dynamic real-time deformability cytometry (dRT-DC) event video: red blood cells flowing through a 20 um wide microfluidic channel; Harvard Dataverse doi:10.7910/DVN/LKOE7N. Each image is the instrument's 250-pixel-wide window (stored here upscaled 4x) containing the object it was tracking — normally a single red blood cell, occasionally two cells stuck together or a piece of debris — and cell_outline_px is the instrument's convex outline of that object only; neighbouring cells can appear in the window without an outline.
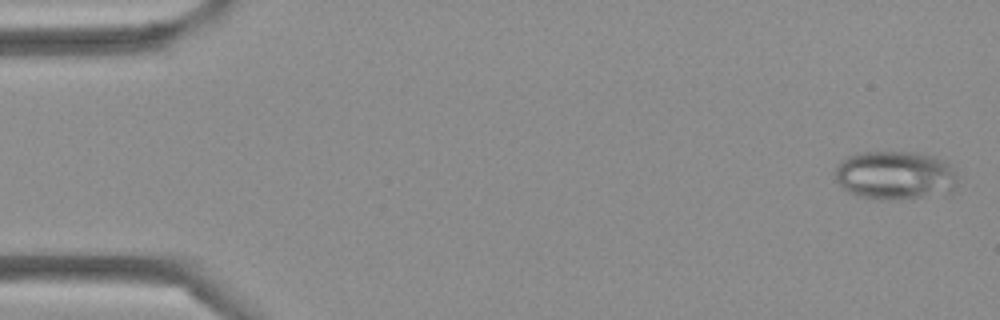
{"species": "Egyptian fruit bat (a non-hibernating species)", "species_latin": "Rousettus aegyptiacus", "temperature_condition": "cold", "stored_images_in_passage": 5, "camera_frame_rate_fps": 3000, "um_per_image_px": 0.085, "frame": {"image": 1, "passage_image": 5, "time_ms": 1.333, "image_size_px": [1000, 320], "cell_outline_px": [[956, 184], [952, 192], [948, 196], [900, 200], [880, 200], [860, 196], [848, 192], [836, 180], [836, 164], [840, 160], [848, 156], [860, 152], [912, 152], [936, 156], [948, 160], [956, 176]], "centroid_in_image_um": [76.15, 14.93], "position_along_channel_um": 8.8, "area_um2": 35.78}}